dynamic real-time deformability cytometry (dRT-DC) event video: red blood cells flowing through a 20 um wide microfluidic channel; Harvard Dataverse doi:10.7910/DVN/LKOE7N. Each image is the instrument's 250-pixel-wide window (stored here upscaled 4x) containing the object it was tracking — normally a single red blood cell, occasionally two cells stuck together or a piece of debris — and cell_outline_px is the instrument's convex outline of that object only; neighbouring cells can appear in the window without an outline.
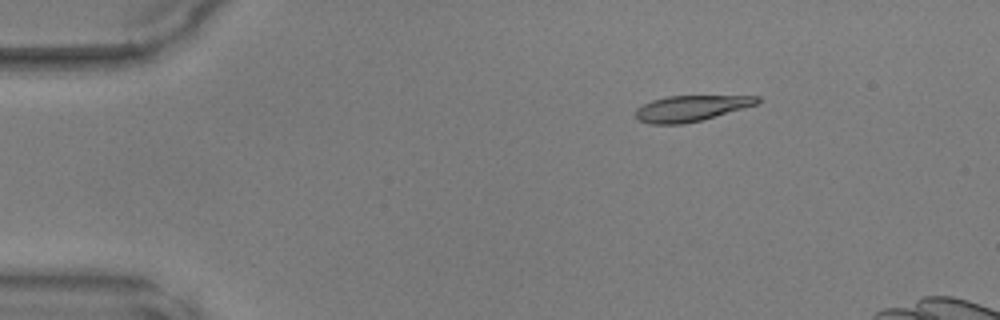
{"species": "common noctule bat (a hibernating species)", "species_latin": "Nyctalus noctula", "temperature_condition": "warm", "stored_images_in_passage": 39, "camera_frame_rate_fps": 3000, "um_per_image_px": 0.085, "animal": {"sex": "male", "body_mass_g": 17.9, "forearm_length_mm": 54.2}, "frame": {"image": 1, "passage_image": 1, "time_ms": 0.0, "image_size_px": [1000, 320], "cell_outline_px": [[760, 100], [756, 104], [700, 120], [684, 124], [648, 124], [636, 120], [636, 108], [652, 100], [668, 96], [760, 96]], "centroid_in_image_um": [58.66, 9.21], "position_along_channel_um": 26.3, "area_um2": 18.03}}
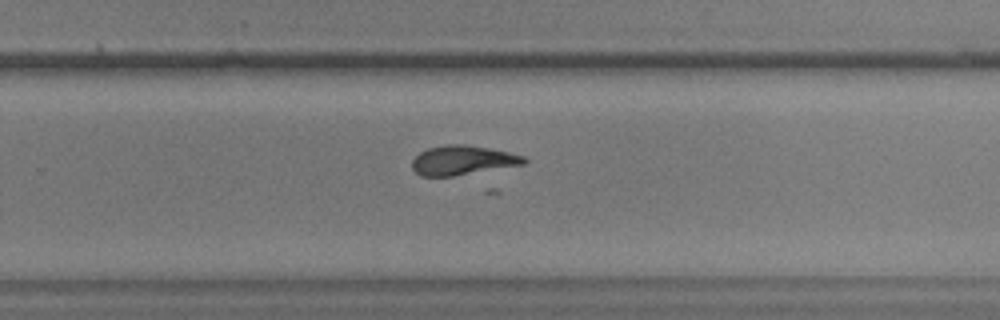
{"frame": {"image": 2, "passage_image": 25, "time_ms": 8.0, "image_size_px": [1000, 320], "cell_outline_px": [[528, 160], [524, 164], [452, 176], [420, 176], [412, 168], [412, 160], [420, 152], [428, 148], [448, 144], [464, 144], [488, 148], [508, 152], [524, 156]], "centroid_in_image_um": [39.3, 13.62], "position_along_channel_um": 290.5, "area_um2": 18.96}}
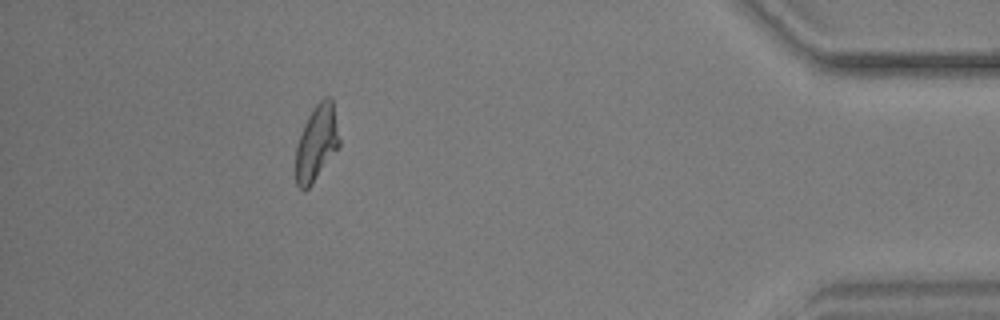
{"frame": {"image": 3, "passage_image": 37, "time_ms": 12.0, "image_size_px": [1000, 320], "cell_outline_px": [[340, 148], [312, 184], [308, 188], [300, 188], [296, 184], [296, 148], [304, 124], [312, 108], [324, 96], [328, 96], [332, 100], [340, 140]], "centroid_in_image_um": [26.93, 12.15], "position_along_channel_um": 408.3, "area_um2": 19.25}}